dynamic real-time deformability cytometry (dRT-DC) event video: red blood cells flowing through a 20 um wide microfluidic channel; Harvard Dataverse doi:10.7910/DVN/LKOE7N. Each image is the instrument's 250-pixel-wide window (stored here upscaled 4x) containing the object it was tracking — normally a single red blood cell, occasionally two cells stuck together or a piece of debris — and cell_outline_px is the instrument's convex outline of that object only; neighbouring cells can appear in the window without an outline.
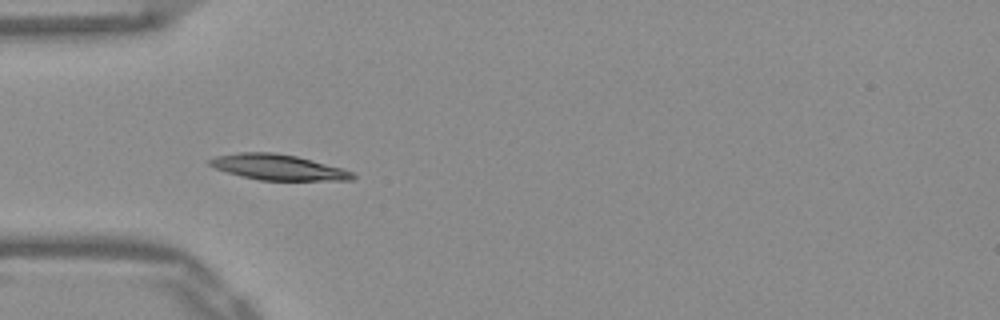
{"species": "Egyptian fruit bat (a non-hibernating species)", "species_latin": "Rousettus aegyptiacus", "temperature_condition": "warm", "stored_images_in_passage": 37, "camera_frame_rate_fps": 3000, "um_per_image_px": 0.085, "frame": {"image": 1, "passage_image": 1, "time_ms": 0.0, "image_size_px": [1000, 320], "cell_outline_px": [[356, 176], [352, 180], [260, 180], [240, 176], [216, 168], [208, 164], [208, 160], [216, 156], [240, 152], [272, 152], [296, 156], [312, 160], [340, 168], [352, 172]], "centroid_in_image_um": [23.61, 14.21], "position_along_channel_um": 61.4, "area_um2": 21.04}}
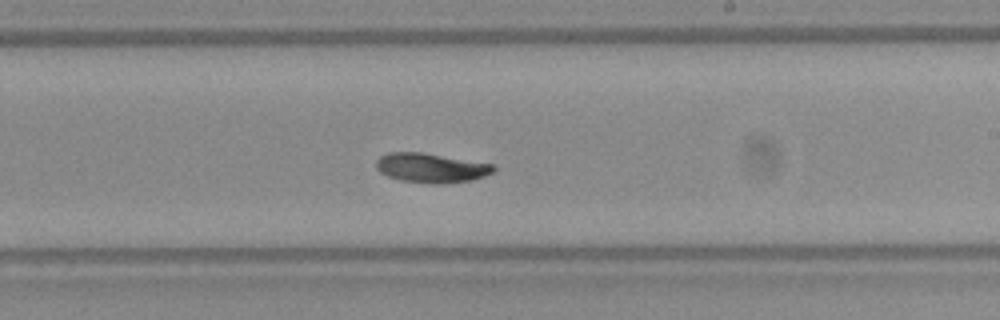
{"frame": {"image": 2, "passage_image": 16, "time_ms": 5.0, "image_size_px": [1000, 320], "cell_outline_px": [[496, 168], [492, 172], [484, 176], [472, 180], [440, 184], [432, 184], [400, 180], [388, 176], [380, 172], [376, 168], [376, 160], [380, 156], [388, 152], [420, 152], [492, 164]], "centroid_in_image_um": [36.6, 14.27], "position_along_channel_um": 252.4, "area_um2": 20.0}}
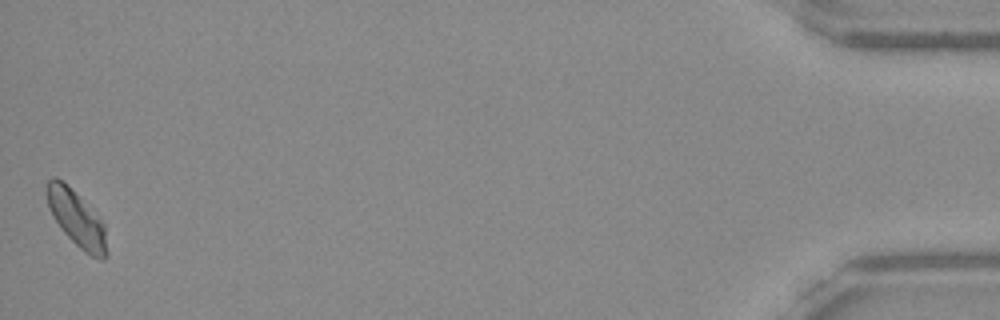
{"frame": {"image": 3, "passage_image": 37, "time_ms": 12.0, "image_size_px": [1000, 320], "cell_outline_px": [[108, 256], [104, 260], [100, 260], [84, 252], [60, 228], [52, 216], [48, 208], [44, 192], [48, 180], [52, 176], [56, 176], [100, 216], [104, 224], [108, 252]], "centroid_in_image_um": [6.51, 18.6], "position_along_channel_um": 428.7, "area_um2": 19.77}, "authors_computed_cell_mechanics": {"area_um2": 19.7676, "velocity_mm_per_s": 3.8628, "shape_relaxation_time_tau1_ms": 2.6914, "shape_relaxation_time_tau2_ms": null, "deformation_change_tau1": 0.1087, "deformation_change_tau2": null}}